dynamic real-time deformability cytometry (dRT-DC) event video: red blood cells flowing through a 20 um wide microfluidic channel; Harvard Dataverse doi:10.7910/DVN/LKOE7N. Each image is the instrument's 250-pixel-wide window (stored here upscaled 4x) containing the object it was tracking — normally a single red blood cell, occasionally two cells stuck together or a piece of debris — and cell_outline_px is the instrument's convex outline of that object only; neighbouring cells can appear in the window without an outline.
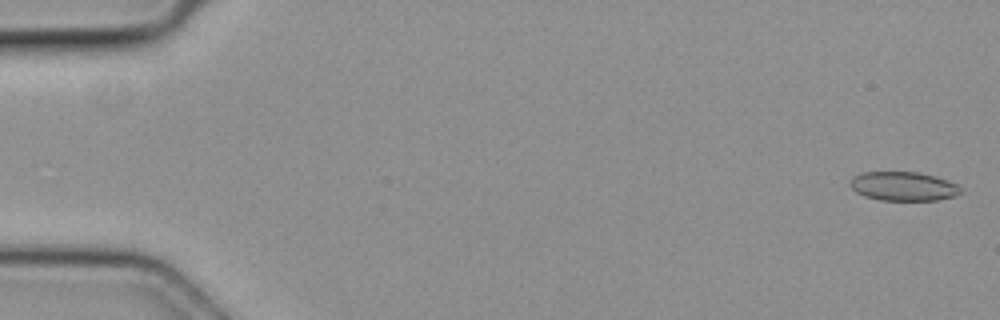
{"species": "common noctule bat (a hibernating species)", "species_latin": "Nyctalus noctula", "temperature_condition": "cold", "stored_images_in_passage": 4, "camera_frame_rate_fps": 3000, "um_per_image_px": 0.085, "animal": {"sex": "female", "body_mass_g": 19.3, "forearm_length_mm": 54.1}, "frame": {"image": 1, "passage_image": 1, "time_ms": 0.0, "image_size_px": [1000, 320], "cell_outline_px": [[964, 192], [956, 196], [936, 200], [880, 200], [864, 196], [856, 192], [852, 188], [852, 180], [860, 172], [916, 172], [948, 180], [956, 184]], "centroid_in_image_um": [76.82, 15.84], "position_along_channel_um": 8.2, "area_um2": 18.5}}